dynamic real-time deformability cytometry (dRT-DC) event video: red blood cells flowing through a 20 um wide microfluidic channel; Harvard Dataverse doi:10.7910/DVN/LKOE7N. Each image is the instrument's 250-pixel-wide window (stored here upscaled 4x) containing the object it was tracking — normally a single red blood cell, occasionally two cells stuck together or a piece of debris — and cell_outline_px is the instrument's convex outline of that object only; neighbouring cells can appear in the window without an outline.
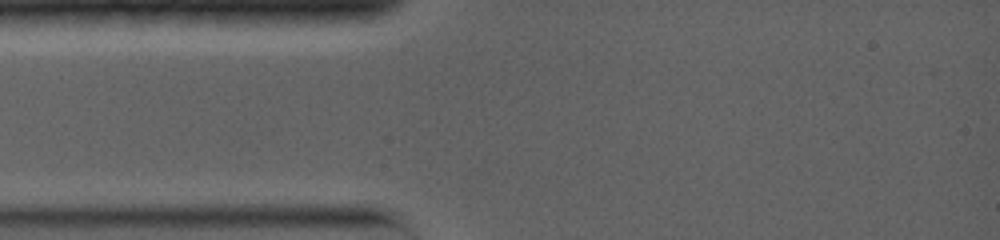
{"species": "common noctule bat (a hibernating species)", "species_latin": "Nyctalus noctula", "temperature_condition": "warm", "stored_images_in_passage": 1, "camera_frame_rate_fps": 5000, "um_per_image_px": 0.085, "animal": {"sex": "female", "body_mass_g": 19.0, "forearm_length_mm": 56.7}, "frame": {"image": 1, "passage_image": 1, "time_ms": 0.0, "image_size_px": [1000, 240], "cell_outline_px": [[608, 172], [600, 200], [584, 216], [580, 216], [540, 196], [540, 176], [556, 128], [560, 120], [596, 148]], "centroid_in_image_um": [48.67, 14.65], "position_along_channel_um": 36.3, "area_um2": 30.69}}